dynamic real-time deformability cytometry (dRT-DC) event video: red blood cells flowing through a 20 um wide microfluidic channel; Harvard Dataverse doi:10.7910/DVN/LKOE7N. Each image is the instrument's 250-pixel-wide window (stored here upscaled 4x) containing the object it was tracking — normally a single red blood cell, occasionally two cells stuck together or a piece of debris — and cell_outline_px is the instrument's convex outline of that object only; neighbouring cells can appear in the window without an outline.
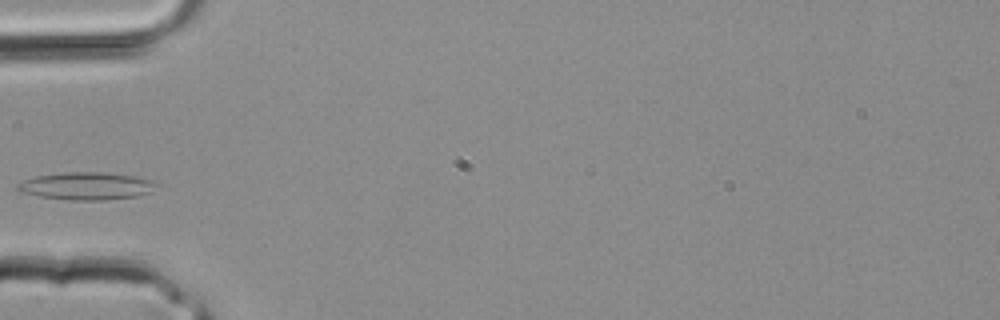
{"species": "common noctule bat (a hibernating species)", "species_latin": "Nyctalus noctula", "temperature_condition": "room temperature", "stored_images_in_passage": 1, "camera_frame_rate_fps": 3000, "um_per_image_px": 0.085, "animal": {"sex": "male", "body_mass_g": 20.4}, "frame": {"image": 1, "passage_image": 1, "time_ms": 0.0, "image_size_px": [1000, 320], "cell_outline_px": [[160, 184], [152, 192], [140, 196], [104, 200], [68, 200], [40, 196], [20, 192], [16, 188], [16, 184], [24, 180], [36, 176], [64, 172], [100, 172], [136, 176], [152, 180]], "centroid_in_image_um": [7.4, 15.81], "position_along_channel_um": 77.6, "area_um2": 22.54}}